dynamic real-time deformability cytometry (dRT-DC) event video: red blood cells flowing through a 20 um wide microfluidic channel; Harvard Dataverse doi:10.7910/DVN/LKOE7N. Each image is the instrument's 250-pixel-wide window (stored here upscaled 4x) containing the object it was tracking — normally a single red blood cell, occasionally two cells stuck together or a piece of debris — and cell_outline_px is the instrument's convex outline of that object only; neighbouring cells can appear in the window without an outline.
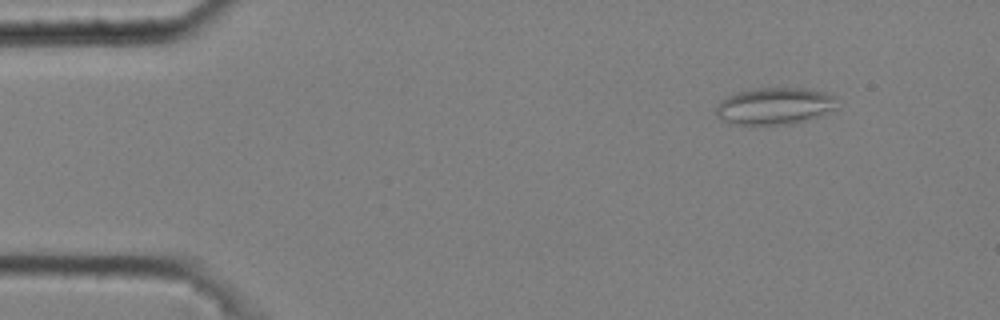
{"species": "common noctule bat (a hibernating species)", "species_latin": "Nyctalus noctula", "temperature_condition": "cold", "stored_images_in_passage": 6, "camera_frame_rate_fps": 3000, "um_per_image_px": 0.085, "animal": {"sex": "male", "body_mass_g": 20.4}, "frame": {"image": 1, "passage_image": 2, "time_ms": 0.333, "image_size_px": [1000, 320], "cell_outline_px": [[836, 108], [820, 116], [808, 120], [792, 124], [736, 124], [720, 120], [716, 116], [716, 108], [720, 100], [736, 92], [756, 88], [804, 88], [824, 92], [836, 96]], "centroid_in_image_um": [65.84, 9.01], "position_along_channel_um": 19.2, "area_um2": 26.18}}
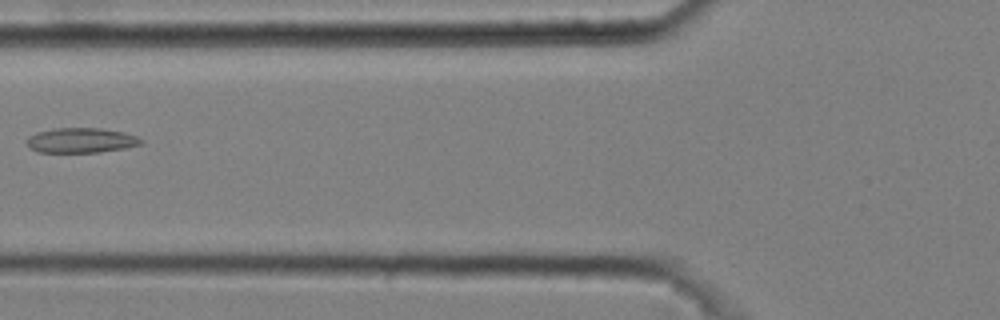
{"frame": {"image": 2, "passage_image": 5, "time_ms": 1.333, "image_size_px": [1000, 320], "cell_outline_px": [[144, 144], [124, 148], [100, 152], [40, 152], [32, 148], [28, 144], [28, 136], [36, 132], [56, 128], [100, 128], [124, 132], [136, 136], [144, 140]], "centroid_in_image_um": [6.95, 11.92], "position_along_channel_um": 118.9, "area_um2": 16.53}}
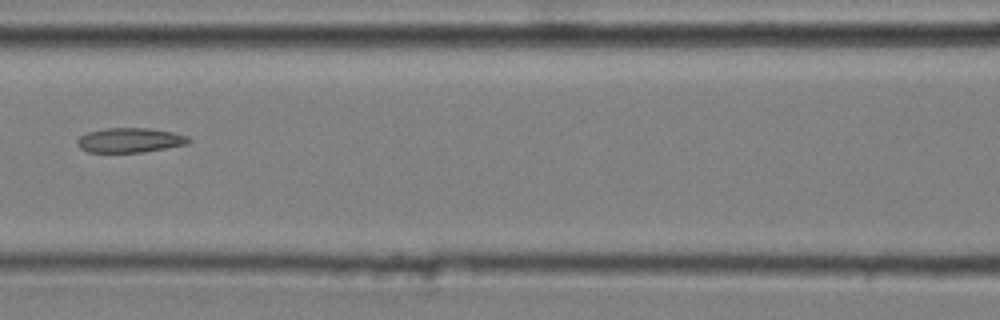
{"frame": {"image": 3, "passage_image": 6, "time_ms": 1.667, "image_size_px": [1000, 320], "cell_outline_px": [[192, 140], [188, 144], [144, 152], [88, 152], [80, 148], [76, 144], [76, 140], [80, 136], [88, 132], [104, 128], [148, 128], [172, 132], [188, 136]], "centroid_in_image_um": [11.04, 11.91], "position_along_channel_um": 155.6, "area_um2": 16.07}}